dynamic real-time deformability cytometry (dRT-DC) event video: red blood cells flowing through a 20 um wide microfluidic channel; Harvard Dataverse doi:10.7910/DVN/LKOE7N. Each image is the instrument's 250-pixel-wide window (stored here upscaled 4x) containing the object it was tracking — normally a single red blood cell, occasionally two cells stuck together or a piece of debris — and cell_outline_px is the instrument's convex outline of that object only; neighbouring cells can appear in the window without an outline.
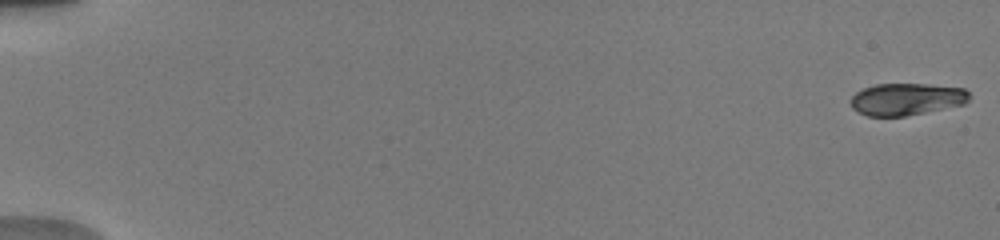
{"species": "human", "species_latin": "Homo sapiens", "temperature_condition": "warm", "stored_images_in_passage": 11, "camera_frame_rate_fps": 3000, "um_per_image_px": 0.085, "donor": {"sex": "male"}, "frame": {"image": 1, "passage_image": 1, "time_ms": 0.0, "image_size_px": [1000, 240], "cell_outline_px": [[972, 96], [964, 104], [904, 116], [868, 116], [852, 108], [852, 96], [856, 92], [864, 88], [876, 84], [928, 84], [964, 88]], "centroid_in_image_um": [77.08, 8.42], "position_along_channel_um": 7.9, "area_um2": 21.96}}
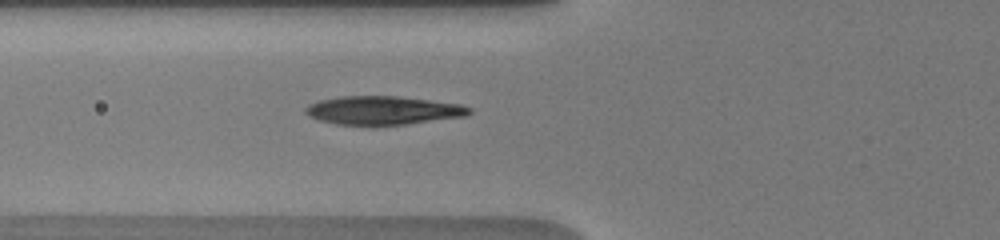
{"frame": {"image": 2, "passage_image": 11, "time_ms": 7.0, "image_size_px": [1000, 240], "cell_outline_px": [[472, 112], [464, 116], [404, 124], [336, 124], [320, 120], [304, 112], [304, 108], [308, 104], [320, 100], [336, 96], [396, 96], [460, 104], [472, 108]], "centroid_in_image_um": [32.53, 9.36], "position_along_channel_um": 93.3, "area_um2": 26.76}}